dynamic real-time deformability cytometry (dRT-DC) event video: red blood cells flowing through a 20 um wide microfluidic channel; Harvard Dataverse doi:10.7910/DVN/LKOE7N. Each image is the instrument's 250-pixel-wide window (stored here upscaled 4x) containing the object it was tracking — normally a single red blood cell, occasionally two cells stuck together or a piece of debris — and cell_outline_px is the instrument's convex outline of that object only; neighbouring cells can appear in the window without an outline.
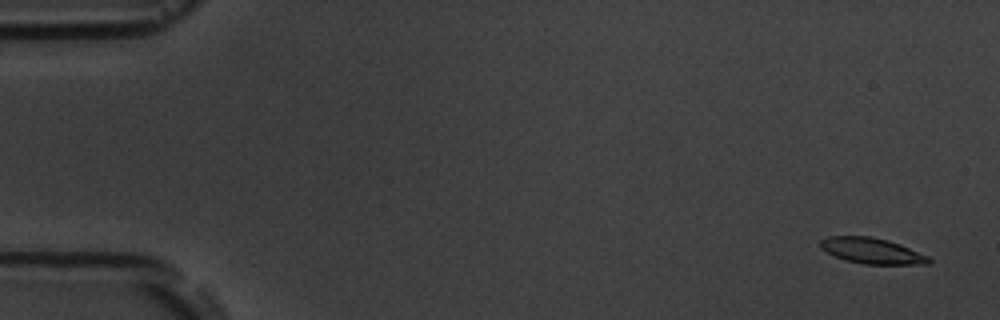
{"species": "common noctule bat (a hibernating species)", "species_latin": "Nyctalus noctula", "temperature_condition": "room temperature", "stored_images_in_passage": 5, "camera_frame_rate_fps": 3000, "um_per_image_px": 0.085, "animal": {"sex": "male", "body_mass_g": 19.5, "forearm_length_mm": 54.6}, "frame": {"image": 1, "passage_image": 1, "time_ms": 0.0, "image_size_px": [1000, 320], "cell_outline_px": [[932, 264], [864, 264], [844, 260], [820, 248], [820, 240], [828, 236], [872, 236], [888, 240], [900, 244], [928, 256], [932, 260]], "centroid_in_image_um": [74.12, 21.31], "position_along_channel_um": 10.9, "area_um2": 16.3}}
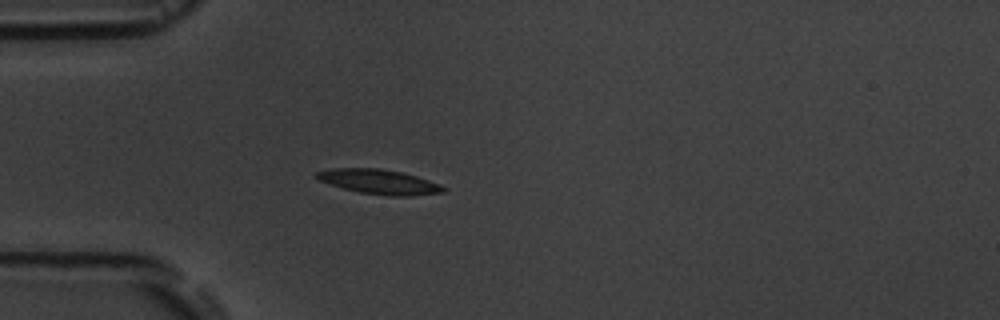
{"frame": {"image": 2, "passage_image": 5, "time_ms": 4.667, "image_size_px": [1000, 320], "cell_outline_px": [[448, 188], [444, 192], [408, 196], [388, 196], [360, 192], [344, 188], [320, 180], [312, 176], [316, 172], [332, 168], [380, 168], [400, 172], [416, 176], [440, 184]], "centroid_in_image_um": [32.24, 15.45], "position_along_channel_um": 52.8, "area_um2": 18.09}}